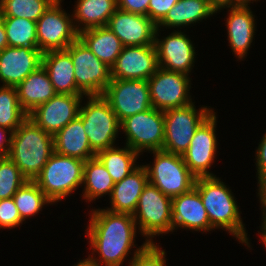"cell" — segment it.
<instances>
[{
    "mask_svg": "<svg viewBox=\"0 0 266 266\" xmlns=\"http://www.w3.org/2000/svg\"><path fill=\"white\" fill-rule=\"evenodd\" d=\"M89 221L86 230L89 242L92 250L97 251L100 258L89 256L84 260L92 266H120L130 249L135 247L137 227L133 215L94 209Z\"/></svg>",
    "mask_w": 266,
    "mask_h": 266,
    "instance_id": "cell-1",
    "label": "cell"
},
{
    "mask_svg": "<svg viewBox=\"0 0 266 266\" xmlns=\"http://www.w3.org/2000/svg\"><path fill=\"white\" fill-rule=\"evenodd\" d=\"M8 157L29 181H34L55 152L53 136L27 117L12 133Z\"/></svg>",
    "mask_w": 266,
    "mask_h": 266,
    "instance_id": "cell-2",
    "label": "cell"
},
{
    "mask_svg": "<svg viewBox=\"0 0 266 266\" xmlns=\"http://www.w3.org/2000/svg\"><path fill=\"white\" fill-rule=\"evenodd\" d=\"M194 187L198 190L213 230L220 227L226 229L248 246L247 233L231 190L216 176L196 178Z\"/></svg>",
    "mask_w": 266,
    "mask_h": 266,
    "instance_id": "cell-3",
    "label": "cell"
},
{
    "mask_svg": "<svg viewBox=\"0 0 266 266\" xmlns=\"http://www.w3.org/2000/svg\"><path fill=\"white\" fill-rule=\"evenodd\" d=\"M85 161L54 152L34 182L52 202H58L83 184Z\"/></svg>",
    "mask_w": 266,
    "mask_h": 266,
    "instance_id": "cell-4",
    "label": "cell"
},
{
    "mask_svg": "<svg viewBox=\"0 0 266 266\" xmlns=\"http://www.w3.org/2000/svg\"><path fill=\"white\" fill-rule=\"evenodd\" d=\"M86 105L80 106L79 117L89 139L91 149L99 151L114 147L120 122L109 102L102 95L88 96Z\"/></svg>",
    "mask_w": 266,
    "mask_h": 266,
    "instance_id": "cell-5",
    "label": "cell"
},
{
    "mask_svg": "<svg viewBox=\"0 0 266 266\" xmlns=\"http://www.w3.org/2000/svg\"><path fill=\"white\" fill-rule=\"evenodd\" d=\"M152 153L155 156L153 166L144 165L150 184L170 198L186 193L194 187L196 177L188 169L182 155L164 150Z\"/></svg>",
    "mask_w": 266,
    "mask_h": 266,
    "instance_id": "cell-6",
    "label": "cell"
},
{
    "mask_svg": "<svg viewBox=\"0 0 266 266\" xmlns=\"http://www.w3.org/2000/svg\"><path fill=\"white\" fill-rule=\"evenodd\" d=\"M171 207L172 198L148 182L133 214L136 225L140 226L141 234L148 238L145 240L147 243H154L152 238L156 235L172 232Z\"/></svg>",
    "mask_w": 266,
    "mask_h": 266,
    "instance_id": "cell-7",
    "label": "cell"
},
{
    "mask_svg": "<svg viewBox=\"0 0 266 266\" xmlns=\"http://www.w3.org/2000/svg\"><path fill=\"white\" fill-rule=\"evenodd\" d=\"M212 109L202 107L195 109L193 103L181 107L170 108L164 114V144L162 150L183 155L190 145L198 127L213 113Z\"/></svg>",
    "mask_w": 266,
    "mask_h": 266,
    "instance_id": "cell-8",
    "label": "cell"
},
{
    "mask_svg": "<svg viewBox=\"0 0 266 266\" xmlns=\"http://www.w3.org/2000/svg\"><path fill=\"white\" fill-rule=\"evenodd\" d=\"M65 51L71 56L77 88L85 95H102L111 81V68L78 37Z\"/></svg>",
    "mask_w": 266,
    "mask_h": 266,
    "instance_id": "cell-9",
    "label": "cell"
},
{
    "mask_svg": "<svg viewBox=\"0 0 266 266\" xmlns=\"http://www.w3.org/2000/svg\"><path fill=\"white\" fill-rule=\"evenodd\" d=\"M61 1L55 0L36 22L37 44L42 53L65 50L79 37L80 26L61 10Z\"/></svg>",
    "mask_w": 266,
    "mask_h": 266,
    "instance_id": "cell-10",
    "label": "cell"
},
{
    "mask_svg": "<svg viewBox=\"0 0 266 266\" xmlns=\"http://www.w3.org/2000/svg\"><path fill=\"white\" fill-rule=\"evenodd\" d=\"M126 134V144L138 154L142 151L162 150L164 144V114L151 108L127 117L120 123Z\"/></svg>",
    "mask_w": 266,
    "mask_h": 266,
    "instance_id": "cell-11",
    "label": "cell"
},
{
    "mask_svg": "<svg viewBox=\"0 0 266 266\" xmlns=\"http://www.w3.org/2000/svg\"><path fill=\"white\" fill-rule=\"evenodd\" d=\"M102 96L120 123L129 116L153 108L147 80L111 79Z\"/></svg>",
    "mask_w": 266,
    "mask_h": 266,
    "instance_id": "cell-12",
    "label": "cell"
},
{
    "mask_svg": "<svg viewBox=\"0 0 266 266\" xmlns=\"http://www.w3.org/2000/svg\"><path fill=\"white\" fill-rule=\"evenodd\" d=\"M190 78L188 75L158 67L147 80L152 107L165 111L181 108L192 103L189 96Z\"/></svg>",
    "mask_w": 266,
    "mask_h": 266,
    "instance_id": "cell-13",
    "label": "cell"
},
{
    "mask_svg": "<svg viewBox=\"0 0 266 266\" xmlns=\"http://www.w3.org/2000/svg\"><path fill=\"white\" fill-rule=\"evenodd\" d=\"M216 118L215 112H213L198 127L190 141L188 150L182 155L188 169L196 178L216 176L208 171L217 150Z\"/></svg>",
    "mask_w": 266,
    "mask_h": 266,
    "instance_id": "cell-14",
    "label": "cell"
},
{
    "mask_svg": "<svg viewBox=\"0 0 266 266\" xmlns=\"http://www.w3.org/2000/svg\"><path fill=\"white\" fill-rule=\"evenodd\" d=\"M83 95L56 93L51 99L36 107L28 117L46 133L54 136L69 122L79 116Z\"/></svg>",
    "mask_w": 266,
    "mask_h": 266,
    "instance_id": "cell-15",
    "label": "cell"
},
{
    "mask_svg": "<svg viewBox=\"0 0 266 266\" xmlns=\"http://www.w3.org/2000/svg\"><path fill=\"white\" fill-rule=\"evenodd\" d=\"M155 45L124 46L111 67V79L148 80L158 69Z\"/></svg>",
    "mask_w": 266,
    "mask_h": 266,
    "instance_id": "cell-16",
    "label": "cell"
},
{
    "mask_svg": "<svg viewBox=\"0 0 266 266\" xmlns=\"http://www.w3.org/2000/svg\"><path fill=\"white\" fill-rule=\"evenodd\" d=\"M159 30L156 29L154 40L159 67L189 75L196 54L191 40L186 34L176 30L164 39H158Z\"/></svg>",
    "mask_w": 266,
    "mask_h": 266,
    "instance_id": "cell-17",
    "label": "cell"
},
{
    "mask_svg": "<svg viewBox=\"0 0 266 266\" xmlns=\"http://www.w3.org/2000/svg\"><path fill=\"white\" fill-rule=\"evenodd\" d=\"M107 27L120 39L123 46L153 45L157 25L146 15L117 9Z\"/></svg>",
    "mask_w": 266,
    "mask_h": 266,
    "instance_id": "cell-18",
    "label": "cell"
},
{
    "mask_svg": "<svg viewBox=\"0 0 266 266\" xmlns=\"http://www.w3.org/2000/svg\"><path fill=\"white\" fill-rule=\"evenodd\" d=\"M43 53L38 48L10 47L0 51L2 86L17 87L29 74L42 65Z\"/></svg>",
    "mask_w": 266,
    "mask_h": 266,
    "instance_id": "cell-19",
    "label": "cell"
},
{
    "mask_svg": "<svg viewBox=\"0 0 266 266\" xmlns=\"http://www.w3.org/2000/svg\"><path fill=\"white\" fill-rule=\"evenodd\" d=\"M171 211L172 232L178 227L204 232L213 229L195 187L186 193L173 197Z\"/></svg>",
    "mask_w": 266,
    "mask_h": 266,
    "instance_id": "cell-20",
    "label": "cell"
},
{
    "mask_svg": "<svg viewBox=\"0 0 266 266\" xmlns=\"http://www.w3.org/2000/svg\"><path fill=\"white\" fill-rule=\"evenodd\" d=\"M148 184V174L144 165H138L128 176L114 184L110 195L111 207L116 213H135L139 197Z\"/></svg>",
    "mask_w": 266,
    "mask_h": 266,
    "instance_id": "cell-21",
    "label": "cell"
},
{
    "mask_svg": "<svg viewBox=\"0 0 266 266\" xmlns=\"http://www.w3.org/2000/svg\"><path fill=\"white\" fill-rule=\"evenodd\" d=\"M42 66L47 71L56 93L84 95L76 85L74 65L65 50L48 51L42 55Z\"/></svg>",
    "mask_w": 266,
    "mask_h": 266,
    "instance_id": "cell-22",
    "label": "cell"
},
{
    "mask_svg": "<svg viewBox=\"0 0 266 266\" xmlns=\"http://www.w3.org/2000/svg\"><path fill=\"white\" fill-rule=\"evenodd\" d=\"M228 40L233 52L241 60L247 54L255 33V20L248 5L229 7Z\"/></svg>",
    "mask_w": 266,
    "mask_h": 266,
    "instance_id": "cell-23",
    "label": "cell"
},
{
    "mask_svg": "<svg viewBox=\"0 0 266 266\" xmlns=\"http://www.w3.org/2000/svg\"><path fill=\"white\" fill-rule=\"evenodd\" d=\"M55 152L69 157L87 161L96 157L91 149L89 139L78 116L53 136Z\"/></svg>",
    "mask_w": 266,
    "mask_h": 266,
    "instance_id": "cell-24",
    "label": "cell"
},
{
    "mask_svg": "<svg viewBox=\"0 0 266 266\" xmlns=\"http://www.w3.org/2000/svg\"><path fill=\"white\" fill-rule=\"evenodd\" d=\"M16 89L19 104L27 114L56 94L47 71L42 65L29 74Z\"/></svg>",
    "mask_w": 266,
    "mask_h": 266,
    "instance_id": "cell-25",
    "label": "cell"
},
{
    "mask_svg": "<svg viewBox=\"0 0 266 266\" xmlns=\"http://www.w3.org/2000/svg\"><path fill=\"white\" fill-rule=\"evenodd\" d=\"M79 38L108 67H112L123 49L120 39L107 26L79 32Z\"/></svg>",
    "mask_w": 266,
    "mask_h": 266,
    "instance_id": "cell-26",
    "label": "cell"
},
{
    "mask_svg": "<svg viewBox=\"0 0 266 266\" xmlns=\"http://www.w3.org/2000/svg\"><path fill=\"white\" fill-rule=\"evenodd\" d=\"M217 11L210 5L209 0H179L166 14L164 19L157 25L165 27H180L191 25Z\"/></svg>",
    "mask_w": 266,
    "mask_h": 266,
    "instance_id": "cell-27",
    "label": "cell"
},
{
    "mask_svg": "<svg viewBox=\"0 0 266 266\" xmlns=\"http://www.w3.org/2000/svg\"><path fill=\"white\" fill-rule=\"evenodd\" d=\"M74 10L73 20L80 25L79 32L107 26L110 17L118 9L117 0H78ZM80 22V23H79Z\"/></svg>",
    "mask_w": 266,
    "mask_h": 266,
    "instance_id": "cell-28",
    "label": "cell"
},
{
    "mask_svg": "<svg viewBox=\"0 0 266 266\" xmlns=\"http://www.w3.org/2000/svg\"><path fill=\"white\" fill-rule=\"evenodd\" d=\"M83 183L85 184L83 197L92 201L104 194L111 195L115 182L103 163L97 158L85 161Z\"/></svg>",
    "mask_w": 266,
    "mask_h": 266,
    "instance_id": "cell-29",
    "label": "cell"
},
{
    "mask_svg": "<svg viewBox=\"0 0 266 266\" xmlns=\"http://www.w3.org/2000/svg\"><path fill=\"white\" fill-rule=\"evenodd\" d=\"M139 155L126 145L124 148L112 147L99 151L96 157L103 163L116 183L138 167L135 162Z\"/></svg>",
    "mask_w": 266,
    "mask_h": 266,
    "instance_id": "cell-30",
    "label": "cell"
},
{
    "mask_svg": "<svg viewBox=\"0 0 266 266\" xmlns=\"http://www.w3.org/2000/svg\"><path fill=\"white\" fill-rule=\"evenodd\" d=\"M8 46L38 48L36 22L27 18L3 17Z\"/></svg>",
    "mask_w": 266,
    "mask_h": 266,
    "instance_id": "cell-31",
    "label": "cell"
},
{
    "mask_svg": "<svg viewBox=\"0 0 266 266\" xmlns=\"http://www.w3.org/2000/svg\"><path fill=\"white\" fill-rule=\"evenodd\" d=\"M21 219L37 214L44 205L52 204L34 181L27 180L12 197Z\"/></svg>",
    "mask_w": 266,
    "mask_h": 266,
    "instance_id": "cell-32",
    "label": "cell"
},
{
    "mask_svg": "<svg viewBox=\"0 0 266 266\" xmlns=\"http://www.w3.org/2000/svg\"><path fill=\"white\" fill-rule=\"evenodd\" d=\"M27 117L19 104L16 87H0V127L14 132Z\"/></svg>",
    "mask_w": 266,
    "mask_h": 266,
    "instance_id": "cell-33",
    "label": "cell"
},
{
    "mask_svg": "<svg viewBox=\"0 0 266 266\" xmlns=\"http://www.w3.org/2000/svg\"><path fill=\"white\" fill-rule=\"evenodd\" d=\"M55 0H0L3 17L27 18L37 22Z\"/></svg>",
    "mask_w": 266,
    "mask_h": 266,
    "instance_id": "cell-34",
    "label": "cell"
},
{
    "mask_svg": "<svg viewBox=\"0 0 266 266\" xmlns=\"http://www.w3.org/2000/svg\"><path fill=\"white\" fill-rule=\"evenodd\" d=\"M26 181L20 169L8 156L0 162V199L12 198Z\"/></svg>",
    "mask_w": 266,
    "mask_h": 266,
    "instance_id": "cell-35",
    "label": "cell"
},
{
    "mask_svg": "<svg viewBox=\"0 0 266 266\" xmlns=\"http://www.w3.org/2000/svg\"><path fill=\"white\" fill-rule=\"evenodd\" d=\"M165 254L155 243L145 241L140 248H136L129 266H166Z\"/></svg>",
    "mask_w": 266,
    "mask_h": 266,
    "instance_id": "cell-36",
    "label": "cell"
},
{
    "mask_svg": "<svg viewBox=\"0 0 266 266\" xmlns=\"http://www.w3.org/2000/svg\"><path fill=\"white\" fill-rule=\"evenodd\" d=\"M13 198L0 199V228H13L22 223Z\"/></svg>",
    "mask_w": 266,
    "mask_h": 266,
    "instance_id": "cell-37",
    "label": "cell"
},
{
    "mask_svg": "<svg viewBox=\"0 0 266 266\" xmlns=\"http://www.w3.org/2000/svg\"><path fill=\"white\" fill-rule=\"evenodd\" d=\"M178 1L179 0H150L148 5V17L158 25Z\"/></svg>",
    "mask_w": 266,
    "mask_h": 266,
    "instance_id": "cell-38",
    "label": "cell"
},
{
    "mask_svg": "<svg viewBox=\"0 0 266 266\" xmlns=\"http://www.w3.org/2000/svg\"><path fill=\"white\" fill-rule=\"evenodd\" d=\"M149 1L150 0H117L119 9L146 16H148Z\"/></svg>",
    "mask_w": 266,
    "mask_h": 266,
    "instance_id": "cell-39",
    "label": "cell"
},
{
    "mask_svg": "<svg viewBox=\"0 0 266 266\" xmlns=\"http://www.w3.org/2000/svg\"><path fill=\"white\" fill-rule=\"evenodd\" d=\"M256 160L257 171H266V133L257 148Z\"/></svg>",
    "mask_w": 266,
    "mask_h": 266,
    "instance_id": "cell-40",
    "label": "cell"
},
{
    "mask_svg": "<svg viewBox=\"0 0 266 266\" xmlns=\"http://www.w3.org/2000/svg\"><path fill=\"white\" fill-rule=\"evenodd\" d=\"M12 133L13 132H11L9 129L4 128V127H0V150H2L7 156L9 154V151L11 148ZM7 134L8 135L10 134L9 138L5 137Z\"/></svg>",
    "mask_w": 266,
    "mask_h": 266,
    "instance_id": "cell-41",
    "label": "cell"
},
{
    "mask_svg": "<svg viewBox=\"0 0 266 266\" xmlns=\"http://www.w3.org/2000/svg\"><path fill=\"white\" fill-rule=\"evenodd\" d=\"M260 203L262 207L266 206V171H257Z\"/></svg>",
    "mask_w": 266,
    "mask_h": 266,
    "instance_id": "cell-42",
    "label": "cell"
},
{
    "mask_svg": "<svg viewBox=\"0 0 266 266\" xmlns=\"http://www.w3.org/2000/svg\"><path fill=\"white\" fill-rule=\"evenodd\" d=\"M209 3L216 11L225 7L239 6L236 0H209Z\"/></svg>",
    "mask_w": 266,
    "mask_h": 266,
    "instance_id": "cell-43",
    "label": "cell"
},
{
    "mask_svg": "<svg viewBox=\"0 0 266 266\" xmlns=\"http://www.w3.org/2000/svg\"><path fill=\"white\" fill-rule=\"evenodd\" d=\"M8 46L6 30L4 27L3 16L0 12V51Z\"/></svg>",
    "mask_w": 266,
    "mask_h": 266,
    "instance_id": "cell-44",
    "label": "cell"
},
{
    "mask_svg": "<svg viewBox=\"0 0 266 266\" xmlns=\"http://www.w3.org/2000/svg\"><path fill=\"white\" fill-rule=\"evenodd\" d=\"M263 222H262V227H261V230L266 234V206L263 207Z\"/></svg>",
    "mask_w": 266,
    "mask_h": 266,
    "instance_id": "cell-45",
    "label": "cell"
},
{
    "mask_svg": "<svg viewBox=\"0 0 266 266\" xmlns=\"http://www.w3.org/2000/svg\"><path fill=\"white\" fill-rule=\"evenodd\" d=\"M239 5H249L248 3H251V1L256 0H236ZM250 1V2H249ZM258 1V0H257Z\"/></svg>",
    "mask_w": 266,
    "mask_h": 266,
    "instance_id": "cell-46",
    "label": "cell"
},
{
    "mask_svg": "<svg viewBox=\"0 0 266 266\" xmlns=\"http://www.w3.org/2000/svg\"><path fill=\"white\" fill-rule=\"evenodd\" d=\"M261 233H260V239L262 240V242L266 248V234L263 231Z\"/></svg>",
    "mask_w": 266,
    "mask_h": 266,
    "instance_id": "cell-47",
    "label": "cell"
},
{
    "mask_svg": "<svg viewBox=\"0 0 266 266\" xmlns=\"http://www.w3.org/2000/svg\"><path fill=\"white\" fill-rule=\"evenodd\" d=\"M75 266H92V265L88 264L85 260H83L77 263V265L75 264Z\"/></svg>",
    "mask_w": 266,
    "mask_h": 266,
    "instance_id": "cell-48",
    "label": "cell"
},
{
    "mask_svg": "<svg viewBox=\"0 0 266 266\" xmlns=\"http://www.w3.org/2000/svg\"><path fill=\"white\" fill-rule=\"evenodd\" d=\"M6 157L7 155L2 150H0V162H2Z\"/></svg>",
    "mask_w": 266,
    "mask_h": 266,
    "instance_id": "cell-49",
    "label": "cell"
}]
</instances>
